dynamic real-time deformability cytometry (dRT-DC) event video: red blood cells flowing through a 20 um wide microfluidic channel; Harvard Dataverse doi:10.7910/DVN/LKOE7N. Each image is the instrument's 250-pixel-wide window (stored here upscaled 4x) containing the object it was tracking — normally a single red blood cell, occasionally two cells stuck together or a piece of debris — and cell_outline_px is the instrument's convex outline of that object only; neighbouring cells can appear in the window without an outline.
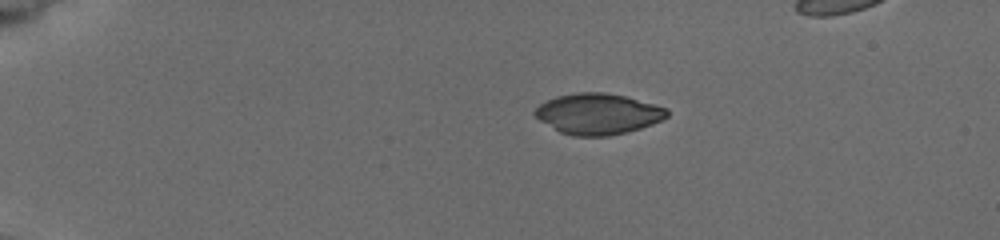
{"species": "common noctule bat (a hibernating species)", "species_latin": "Nyctalus noctula", "temperature_condition": "cold", "stored_images_in_passage": 15, "camera_frame_rate_fps": 3000, "um_per_image_px": 0.085, "animal": {"sex": "female", "body_mass_g": 19.5, "forearm_length_mm": 54.1}, "frame": {"image": 1, "passage_image": 1, "time_ms": 0.0, "image_size_px": [1000, 240], "cell_outline_px": [[668, 116], [652, 124], [640, 128], [608, 136], [572, 136], [560, 132], [540, 120], [532, 112], [540, 104], [556, 96], [576, 92], [604, 92], [624, 96], [656, 104], [668, 108]], "centroid_in_image_um": [50.83, 9.67], "position_along_channel_um": 34.2, "area_um2": 31.33}}